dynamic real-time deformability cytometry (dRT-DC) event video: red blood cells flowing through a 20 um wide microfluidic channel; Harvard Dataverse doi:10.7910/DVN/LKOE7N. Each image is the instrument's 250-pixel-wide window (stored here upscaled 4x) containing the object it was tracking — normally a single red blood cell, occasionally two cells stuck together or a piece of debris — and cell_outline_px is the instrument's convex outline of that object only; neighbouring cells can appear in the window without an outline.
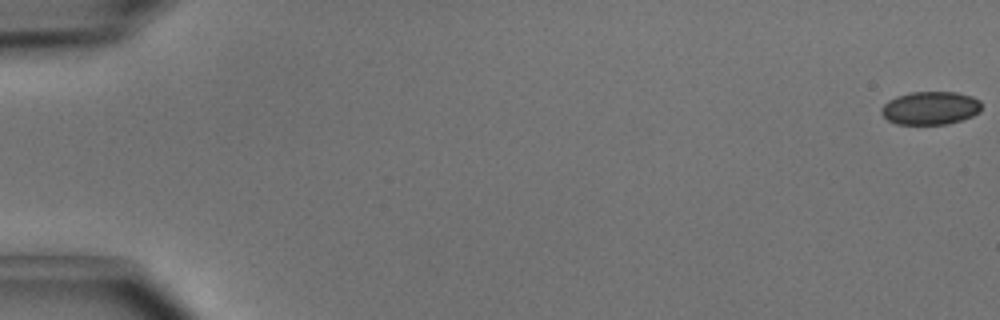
{"species": "common noctule bat (a hibernating species)", "species_latin": "Nyctalus noctula", "temperature_condition": "cold", "stored_images_in_passage": 50, "camera_frame_rate_fps": 3000, "um_per_image_px": 0.085, "animal": {"sex": "male", "body_mass_g": 15.6}, "frame": {"image": 1, "passage_image": 1, "time_ms": 0.0, "image_size_px": [1000, 320], "cell_outline_px": [[980, 112], [972, 116], [948, 124], [896, 124], [888, 120], [880, 112], [880, 108], [888, 100], [896, 96], [908, 92], [956, 92], [972, 96], [980, 100]], "centroid_in_image_um": [79.06, 9.18], "position_along_channel_um": 5.9, "area_um2": 19.48}}
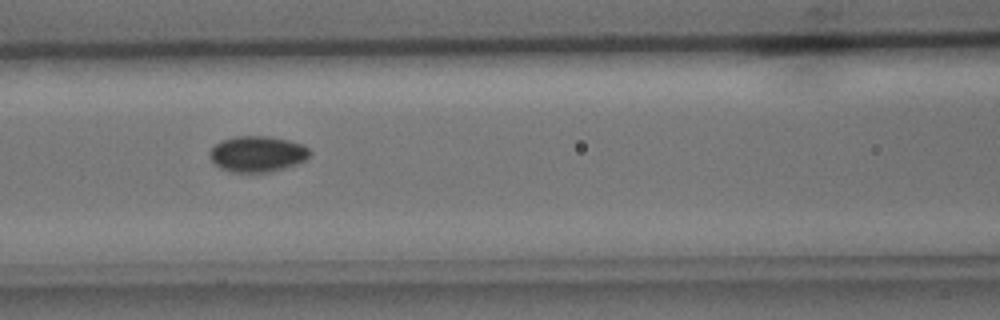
{"frame": {"image": 2, "passage_image": 23, "time_ms": 7.333, "image_size_px": [1000, 320], "cell_outline_px": [[312, 152], [304, 160], [296, 164], [268, 172], [232, 172], [220, 168], [208, 156], [208, 152], [220, 140], [236, 136], [268, 136], [288, 140], [300, 144], [308, 148]], "centroid_in_image_um": [21.84, 13.08], "position_along_channel_um": 144.8, "area_um2": 20.81}}
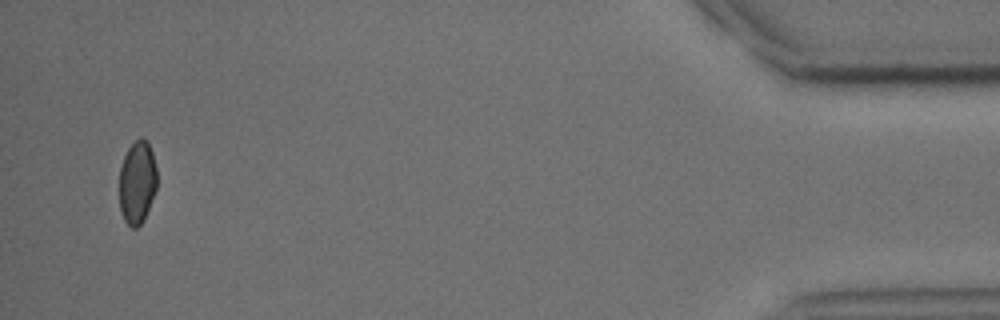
{"frame": {"image": 3, "passage_image": 49, "time_ms": 16.0, "image_size_px": [1000, 320], "cell_outline_px": [[156, 188], [144, 220], [136, 228], [132, 228], [124, 220], [120, 212], [120, 168], [124, 156], [128, 148], [140, 136], [148, 140], [152, 152], [156, 168]], "centroid_in_image_um": [11.66, 15.48], "position_along_channel_um": 423.5, "area_um2": 18.21}, "authors_computed_cell_mechanics": {"area_um2": 19.941, "velocity_mm_per_s": 4.0782, "shape_relaxation_time_tau1_ms": 2.5944, "shape_relaxation_time_tau2_ms": 5.0981, "deformation_change_tau1": 0.0536, "deformation_change_tau2": 0.0426}}